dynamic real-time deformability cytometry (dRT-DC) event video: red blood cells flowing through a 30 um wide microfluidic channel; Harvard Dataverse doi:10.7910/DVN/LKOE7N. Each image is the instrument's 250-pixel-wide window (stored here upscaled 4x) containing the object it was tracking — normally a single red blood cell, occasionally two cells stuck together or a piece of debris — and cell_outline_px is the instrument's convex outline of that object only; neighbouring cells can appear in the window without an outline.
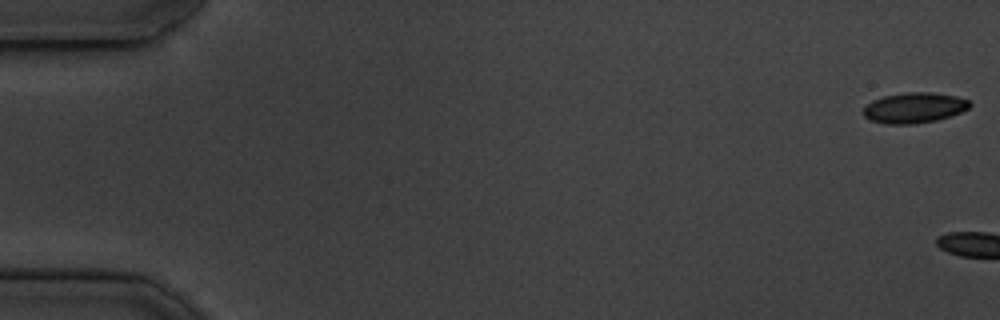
{"species": "common noctule bat (a hibernating species)", "species_latin": "Nyctalus noctula", "temperature_condition": "cold", "stored_images_in_passage": 4, "camera_frame_rate_fps": 3000, "um_per_image_px": 0.085, "animal": {"sex": "male", "body_mass_g": 19.5, "forearm_length_mm": 54.6}, "frame": {"image": 1, "passage_image": 1, "time_ms": 0.0, "image_size_px": [1000, 320], "cell_outline_px": [[972, 104], [968, 108], [960, 112], [936, 120], [912, 124], [884, 124], [872, 120], [864, 116], [864, 108], [872, 100], [884, 96], [908, 92], [928, 92], [956, 96], [968, 100]], "centroid_in_image_um": [77.7, 9.16], "position_along_channel_um": 7.3, "area_um2": 18.61}}